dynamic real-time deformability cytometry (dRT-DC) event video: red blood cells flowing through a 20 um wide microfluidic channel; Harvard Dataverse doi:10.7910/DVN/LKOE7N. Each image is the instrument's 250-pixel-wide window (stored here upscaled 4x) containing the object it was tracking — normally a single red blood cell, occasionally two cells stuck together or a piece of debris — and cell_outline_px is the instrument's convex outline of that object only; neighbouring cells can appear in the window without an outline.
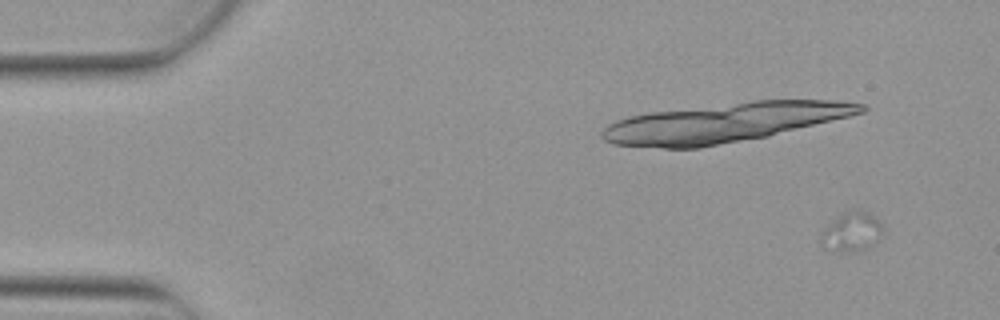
{"species": "Egyptian fruit bat (a non-hibernating species)", "species_latin": "Rousettus aegyptiacus", "temperature_condition": "warm", "stored_images_in_passage": 6, "camera_frame_rate_fps": 3000, "um_per_image_px": 0.085, "animal": {"sex": "female"}, "frame": {"image": 1, "passage_image": 2, "time_ms": 0.333, "image_size_px": [1000, 320], "cell_outline_px": [[884, 232], [880, 236], [868, 244], [852, 252], [844, 252], [820, 240], [820, 236], [824, 228], [828, 224], [848, 208], [856, 208], [876, 216], [884, 224]], "centroid_in_image_um": [72.45, 19.58], "position_along_channel_um": 12.5, "area_um2": 13.64}}